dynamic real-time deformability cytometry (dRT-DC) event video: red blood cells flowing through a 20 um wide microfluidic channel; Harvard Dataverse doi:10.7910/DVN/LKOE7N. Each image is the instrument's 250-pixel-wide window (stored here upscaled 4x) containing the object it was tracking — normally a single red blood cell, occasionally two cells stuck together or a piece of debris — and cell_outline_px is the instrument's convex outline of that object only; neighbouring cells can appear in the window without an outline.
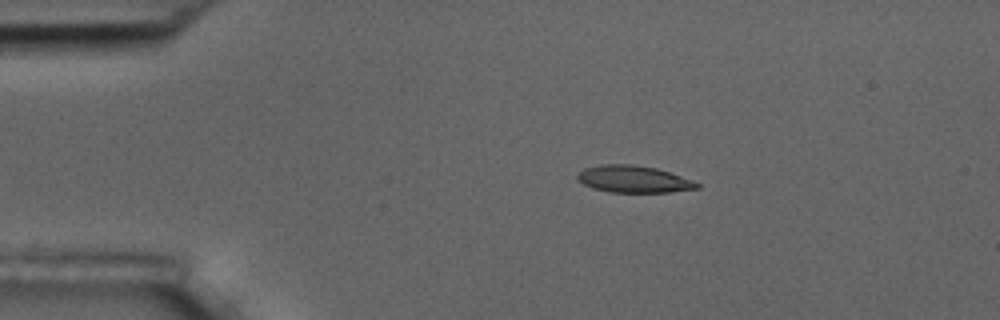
{"species": "common noctule bat (a hibernating species)", "species_latin": "Nyctalus noctula", "temperature_condition": "room temperature", "stored_images_in_passage": 10, "camera_frame_rate_fps": 3000, "um_per_image_px": 0.085, "animal": {"sex": "male", "body_mass_g": 17.5, "forearm_length_mm": 52.3}, "frame": {"image": 1, "passage_image": 4, "time_ms": 3.333, "image_size_px": [1000, 320], "cell_outline_px": [[700, 188], [668, 192], [608, 192], [592, 188], [576, 180], [576, 176], [584, 168], [600, 164], [632, 164], [656, 168], [692, 180], [700, 184]], "centroid_in_image_um": [53.81, 15.23], "position_along_channel_um": 31.2, "area_um2": 18.79}}
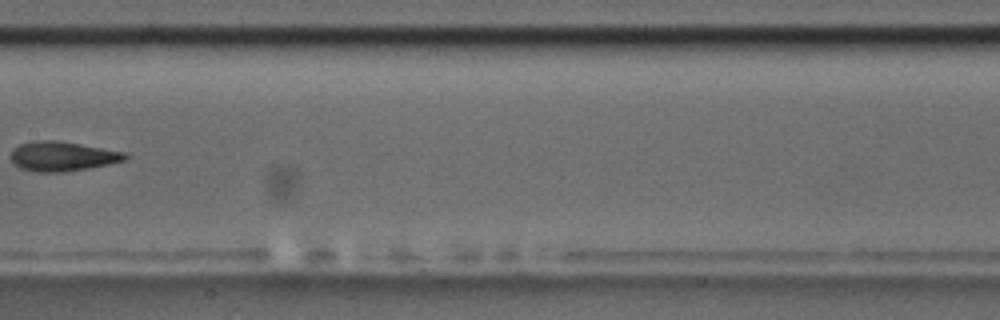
{"frame": {"image": 2, "passage_image": 9, "time_ms": 9.333, "image_size_px": [1000, 320], "cell_outline_px": [[128, 156], [124, 160], [108, 164], [88, 168], [64, 172], [36, 172], [20, 168], [12, 160], [12, 148], [20, 144], [36, 140], [56, 140], [128, 152]], "centroid_in_image_um": [5.32, 13.28], "position_along_channel_um": 202.1, "area_um2": 19.65}}
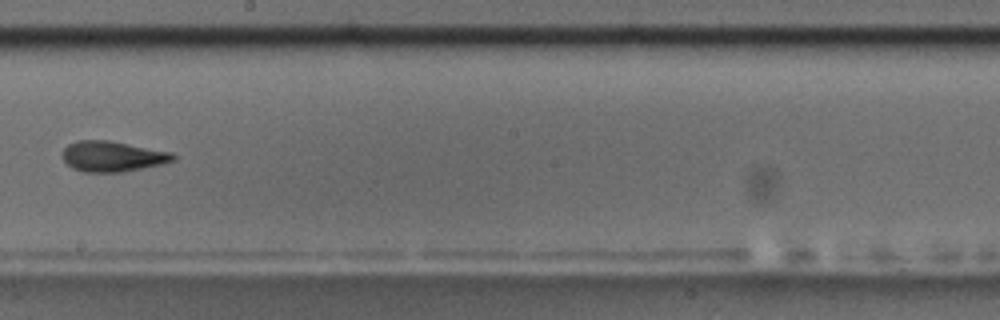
{"frame": {"image": 3, "passage_image": 10, "time_ms": 10.333, "image_size_px": [1000, 320], "cell_outline_px": [[176, 160], [160, 164], [120, 172], [84, 172], [72, 168], [60, 156], [64, 148], [68, 144], [76, 140], [108, 140], [172, 152], [176, 156]], "centroid_in_image_um": [9.52, 13.28], "position_along_channel_um": 238.7, "area_um2": 19.65}}